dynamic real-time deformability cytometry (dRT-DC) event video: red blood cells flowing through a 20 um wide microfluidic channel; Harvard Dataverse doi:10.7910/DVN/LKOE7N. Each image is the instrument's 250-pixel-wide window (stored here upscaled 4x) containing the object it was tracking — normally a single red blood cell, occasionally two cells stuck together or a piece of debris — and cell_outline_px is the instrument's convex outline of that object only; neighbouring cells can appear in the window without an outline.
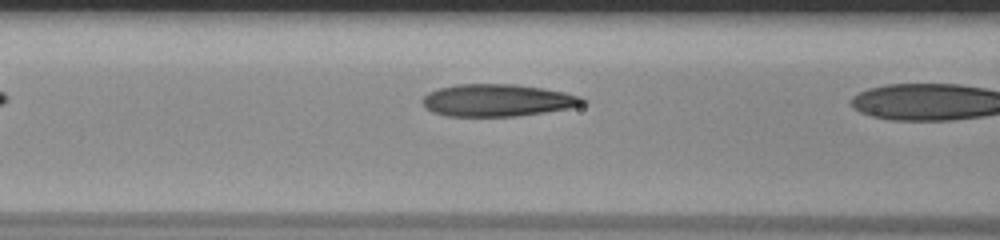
{"species": "human", "species_latin": "Homo sapiens", "temperature_condition": "room temperature", "stored_images_in_passage": 7, "camera_frame_rate_fps": 3000, "um_per_image_px": 0.085, "donor": {"sex": "male"}, "frame": {"image": 1, "passage_image": 6, "time_ms": 1.667, "image_size_px": [1000, 240], "cell_outline_px": [[588, 100], [584, 104], [568, 108], [544, 112], [516, 116], [444, 116], [432, 112], [424, 108], [420, 100], [428, 92], [440, 88], [456, 84], [512, 84], [540, 88], [564, 92], [580, 96]], "centroid_in_image_um": [42.22, 8.53], "position_along_channel_um": 124.4, "area_um2": 30.11}}